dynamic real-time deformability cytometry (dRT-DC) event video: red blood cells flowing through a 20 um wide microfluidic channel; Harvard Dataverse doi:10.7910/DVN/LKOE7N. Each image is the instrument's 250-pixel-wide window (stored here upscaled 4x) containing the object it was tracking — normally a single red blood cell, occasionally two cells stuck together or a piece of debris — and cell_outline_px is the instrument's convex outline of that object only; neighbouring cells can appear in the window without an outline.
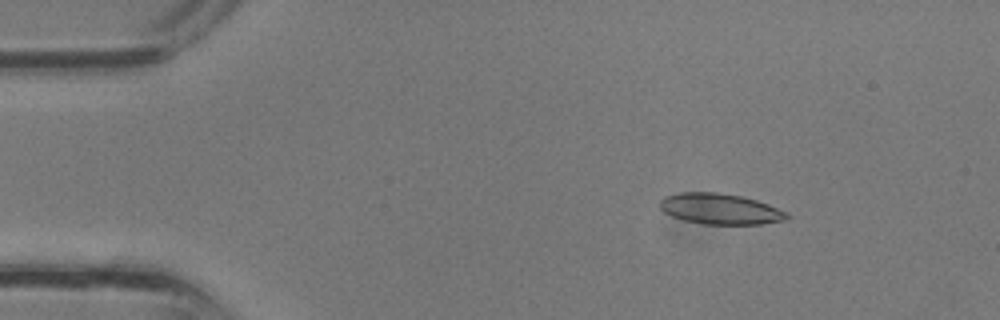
{"species": "common noctule bat (a hibernating species)", "species_latin": "Nyctalus noctula", "temperature_condition": "room temperature", "stored_images_in_passage": 35, "camera_frame_rate_fps": 3000, "um_per_image_px": 0.085, "animal": {"sex": "male", "body_mass_g": 13.3}, "frame": {"image": 1, "passage_image": 5, "time_ms": 1.333, "image_size_px": [1000, 320], "cell_outline_px": [[792, 216], [784, 220], [760, 224], [704, 224], [684, 220], [672, 216], [664, 212], [660, 208], [660, 200], [664, 196], [680, 192], [716, 192], [740, 196], [756, 200], [768, 204], [788, 212]], "centroid_in_image_um": [61.22, 17.75], "position_along_channel_um": 23.8, "area_um2": 22.77}}
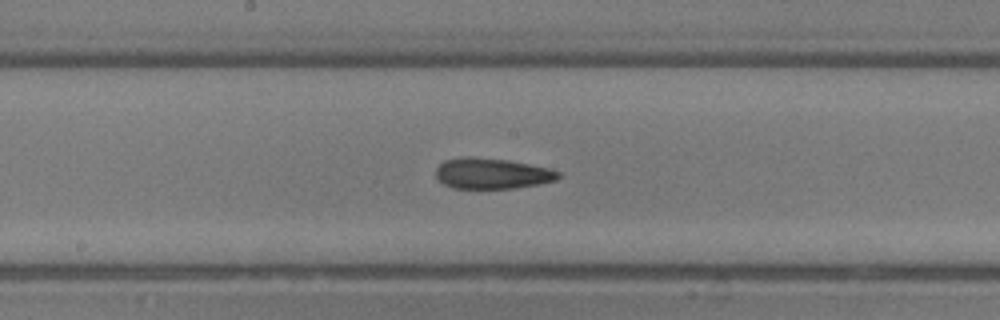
{"frame": {"image": 2, "passage_image": 18, "time_ms": 5.667, "image_size_px": [1000, 320], "cell_outline_px": [[560, 176], [556, 180], [540, 184], [516, 188], [452, 188], [444, 184], [436, 176], [436, 168], [444, 160], [460, 156], [468, 156], [508, 160], [552, 168], [560, 172]], "centroid_in_image_um": [41.84, 14.73], "position_along_channel_um": 206.4, "area_um2": 22.14}}
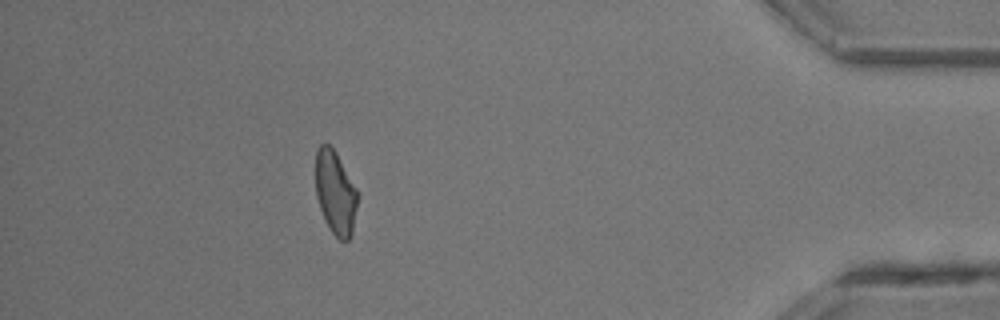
{"frame": {"image": 3, "passage_image": 31, "time_ms": 10.0, "image_size_px": [1000, 320], "cell_outline_px": [[356, 208], [352, 232], [348, 240], [340, 240], [332, 232], [324, 220], [316, 196], [316, 148], [320, 144], [328, 144], [336, 152], [356, 188]], "centroid_in_image_um": [28.48, 16.36], "position_along_channel_um": 406.7, "area_um2": 20.11}}